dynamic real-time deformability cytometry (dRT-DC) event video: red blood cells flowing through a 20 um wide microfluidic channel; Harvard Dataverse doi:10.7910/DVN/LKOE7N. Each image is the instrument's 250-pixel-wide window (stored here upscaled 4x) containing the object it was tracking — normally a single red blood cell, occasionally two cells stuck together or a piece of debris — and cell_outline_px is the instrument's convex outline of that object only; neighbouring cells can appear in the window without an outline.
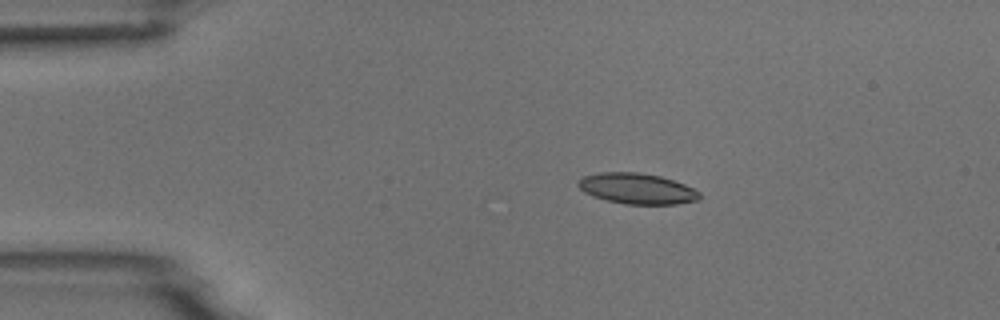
{"species": "common noctule bat (a hibernating species)", "species_latin": "Nyctalus noctula", "temperature_condition": "room temperature", "stored_images_in_passage": 6, "camera_frame_rate_fps": 3000, "um_per_image_px": 0.085, "animal": {"sex": "male", "body_mass_g": 18.8}, "frame": {"image": 1, "passage_image": 3, "time_ms": 2.333, "image_size_px": [1000, 320], "cell_outline_px": [[700, 200], [676, 204], [624, 204], [592, 196], [584, 192], [576, 184], [584, 176], [600, 172], [640, 172], [660, 176], [684, 184], [700, 192]], "centroid_in_image_um": [54.15, 16.03], "position_along_channel_um": 30.8, "area_um2": 21.68}}